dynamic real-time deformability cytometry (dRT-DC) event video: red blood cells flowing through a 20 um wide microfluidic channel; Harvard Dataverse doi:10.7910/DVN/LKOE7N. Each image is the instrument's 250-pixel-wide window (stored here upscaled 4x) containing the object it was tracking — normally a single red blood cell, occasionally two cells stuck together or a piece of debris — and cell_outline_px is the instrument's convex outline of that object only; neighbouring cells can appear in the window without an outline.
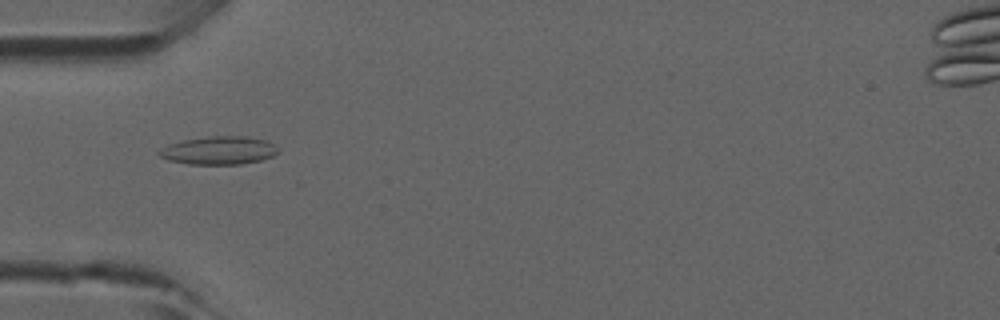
{"species": "common noctule bat (a hibernating species)", "species_latin": "Nyctalus noctula", "temperature_condition": "room temperature", "stored_images_in_passage": 48, "camera_frame_rate_fps": 3000, "um_per_image_px": 0.085, "animal": {"sex": "male", "forearm_length_mm": 52.5}, "frame": {"image": 1, "passage_image": 15, "time_ms": 4.667, "image_size_px": [1000, 320], "cell_outline_px": [[280, 152], [272, 156], [260, 160], [240, 164], [188, 164], [168, 160], [160, 156], [156, 152], [160, 148], [168, 144], [184, 140], [212, 136], [244, 136], [268, 140]], "centroid_in_image_um": [18.58, 12.78], "position_along_channel_um": 66.4, "area_um2": 19.48}}
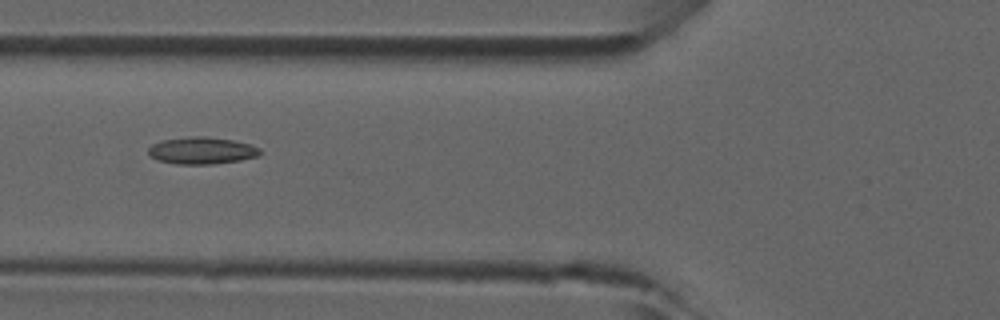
{"frame": {"image": 2, "passage_image": 18, "time_ms": 5.667, "image_size_px": [1000, 320], "cell_outline_px": [[260, 152], [256, 156], [240, 160], [212, 164], [176, 164], [156, 160], [148, 152], [148, 148], [152, 144], [160, 140], [192, 136], [208, 136], [232, 140], [252, 144], [260, 148]], "centroid_in_image_um": [17.13, 12.79], "position_along_channel_um": 108.7, "area_um2": 17.63}}
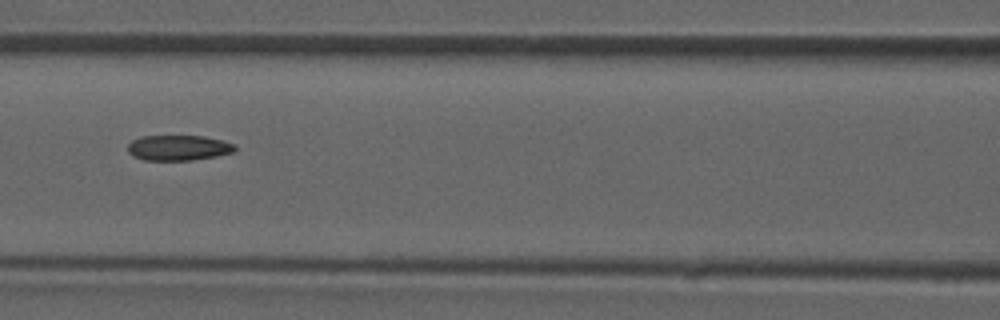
{"frame": {"image": 3, "passage_image": 21, "time_ms": 6.667, "image_size_px": [1000, 320], "cell_outline_px": [[236, 148], [232, 152], [216, 156], [192, 160], [144, 160], [132, 156], [128, 152], [128, 144], [132, 140], [140, 136], [204, 136], [224, 140], [236, 144]], "centroid_in_image_um": [15.16, 12.55], "position_along_channel_um": 151.4, "area_um2": 15.95}}